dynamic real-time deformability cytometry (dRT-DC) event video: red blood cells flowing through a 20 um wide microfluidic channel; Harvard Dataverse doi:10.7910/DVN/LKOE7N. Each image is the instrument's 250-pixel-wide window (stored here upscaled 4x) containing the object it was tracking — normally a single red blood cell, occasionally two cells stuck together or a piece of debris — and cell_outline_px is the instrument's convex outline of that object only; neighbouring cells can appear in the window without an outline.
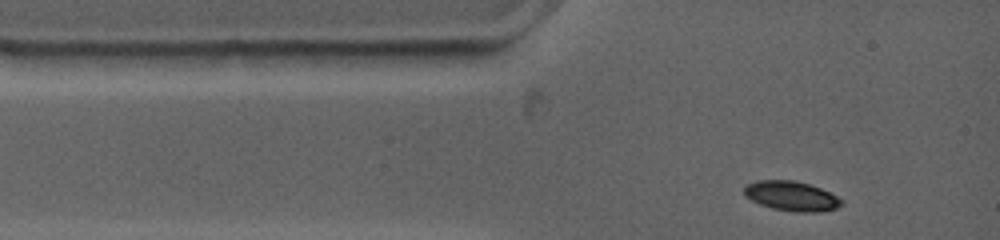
{"species": "common noctule bat (a hibernating species)", "species_latin": "Nyctalus noctula", "temperature_condition": "warm", "stored_images_in_passage": 2, "camera_frame_rate_fps": 4500, "um_per_image_px": 0.085, "animal": {"sex": "female", "body_mass_g": 19.0, "forearm_length_mm": 53.3}, "frame": {"image": 1, "passage_image": 1, "time_ms": 0.0, "image_size_px": [1000, 240], "cell_outline_px": [[844, 204], [836, 208], [820, 212], [796, 212], [772, 208], [760, 204], [744, 196], [744, 188], [748, 184], [756, 180], [796, 180], [820, 188], [844, 200]], "centroid_in_image_um": [67.28, 16.66], "position_along_channel_um": 17.7, "area_um2": 16.88}}
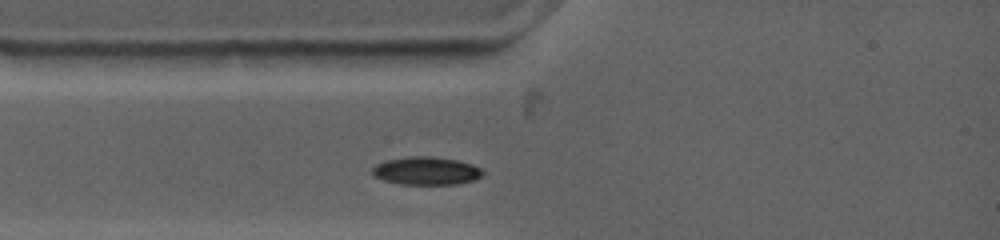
{"frame": {"image": 2, "passage_image": 2, "time_ms": 1.333, "image_size_px": [1000, 240], "cell_outline_px": [[484, 172], [476, 180], [456, 184], [400, 184], [384, 180], [376, 176], [372, 172], [372, 168], [376, 164], [384, 160], [408, 156], [432, 156], [456, 160], [472, 164], [480, 168]], "centroid_in_image_um": [36.23, 14.51], "position_along_channel_um": 48.8, "area_um2": 18.03}}